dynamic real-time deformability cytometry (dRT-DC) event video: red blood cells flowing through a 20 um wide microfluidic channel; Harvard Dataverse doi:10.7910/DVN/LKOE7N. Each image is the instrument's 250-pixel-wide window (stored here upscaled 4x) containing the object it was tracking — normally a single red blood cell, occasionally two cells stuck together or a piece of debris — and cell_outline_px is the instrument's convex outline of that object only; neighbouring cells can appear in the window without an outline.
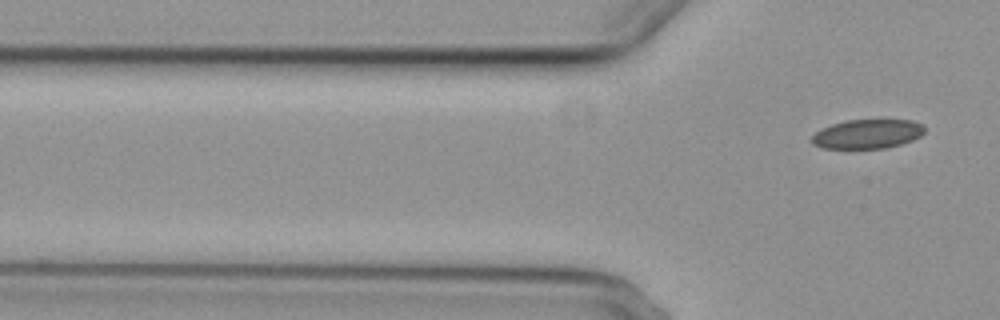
{"species": "common noctule bat (a hibernating species)", "species_latin": "Nyctalus noctula", "temperature_condition": "cold", "stored_images_in_passage": 2, "camera_frame_rate_fps": 3000, "um_per_image_px": 0.085, "animal": {"sex": "female", "body_mass_g": 29.2, "forearm_length_mm": 56.3}, "frame": {"image": 1, "passage_image": 2, "time_ms": 3.667, "image_size_px": [1000, 320], "cell_outline_px": [[924, 132], [920, 136], [912, 140], [900, 144], [884, 148], [820, 148], [812, 144], [812, 136], [820, 128], [844, 120], [912, 120], [924, 124]], "centroid_in_image_um": [73.71, 11.38], "position_along_channel_um": 52.1, "area_um2": 19.25}}